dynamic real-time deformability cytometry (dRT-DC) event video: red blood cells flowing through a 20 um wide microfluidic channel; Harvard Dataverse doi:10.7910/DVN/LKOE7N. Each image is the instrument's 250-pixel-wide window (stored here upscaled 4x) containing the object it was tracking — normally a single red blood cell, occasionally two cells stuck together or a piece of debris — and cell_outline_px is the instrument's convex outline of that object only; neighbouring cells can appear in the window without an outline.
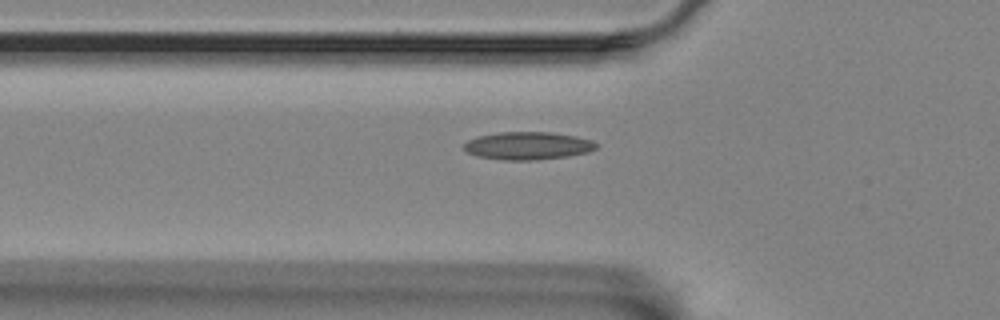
{"species": "Egyptian fruit bat (a non-hibernating species)", "species_latin": "Rousettus aegyptiacus", "temperature_condition": "room temperature", "stored_images_in_passage": 37, "camera_frame_rate_fps": 3000, "um_per_image_px": 0.085, "animal": {"sex": "female"}, "frame": {"image": 1, "passage_image": 5, "time_ms": 1.333, "image_size_px": [1000, 320], "cell_outline_px": [[596, 148], [588, 152], [568, 156], [536, 160], [504, 160], [476, 156], [468, 152], [464, 148], [464, 144], [468, 140], [476, 136], [500, 132], [552, 132], [576, 136], [592, 140], [596, 144]], "centroid_in_image_um": [44.85, 12.38], "position_along_channel_um": 80.9, "area_um2": 21.44}}
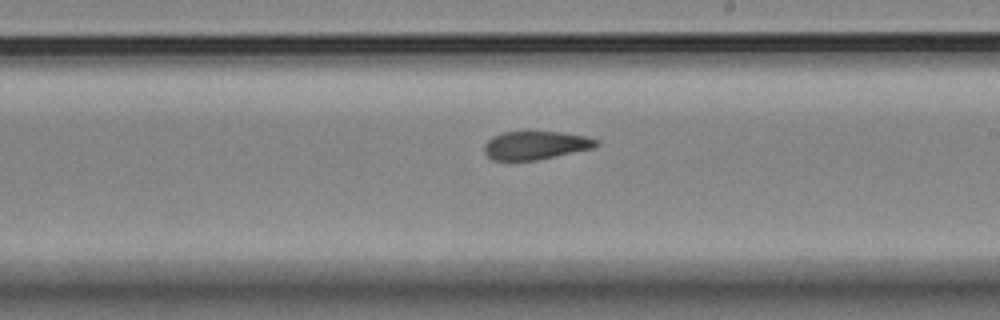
{"frame": {"image": 2, "passage_image": 19, "time_ms": 6.0, "image_size_px": [1000, 320], "cell_outline_px": [[600, 144], [592, 148], [536, 160], [492, 160], [484, 152], [484, 144], [492, 136], [504, 132], [560, 132], [584, 136], [600, 140]], "centroid_in_image_um": [45.51, 12.35], "position_along_channel_um": 243.5, "area_um2": 18.32}}
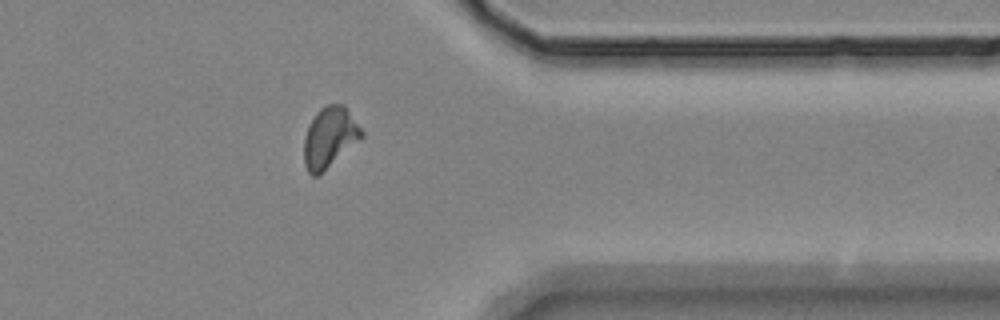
{"frame": {"image": 3, "passage_image": 32, "time_ms": 10.333, "image_size_px": [1000, 320], "cell_outline_px": [[364, 136], [316, 176], [312, 176], [308, 172], [304, 164], [304, 136], [308, 124], [316, 112], [320, 108], [328, 104], [344, 104], [364, 132]], "centroid_in_image_um": [28.0, 11.64], "position_along_channel_um": 383.4, "area_um2": 20.11}}